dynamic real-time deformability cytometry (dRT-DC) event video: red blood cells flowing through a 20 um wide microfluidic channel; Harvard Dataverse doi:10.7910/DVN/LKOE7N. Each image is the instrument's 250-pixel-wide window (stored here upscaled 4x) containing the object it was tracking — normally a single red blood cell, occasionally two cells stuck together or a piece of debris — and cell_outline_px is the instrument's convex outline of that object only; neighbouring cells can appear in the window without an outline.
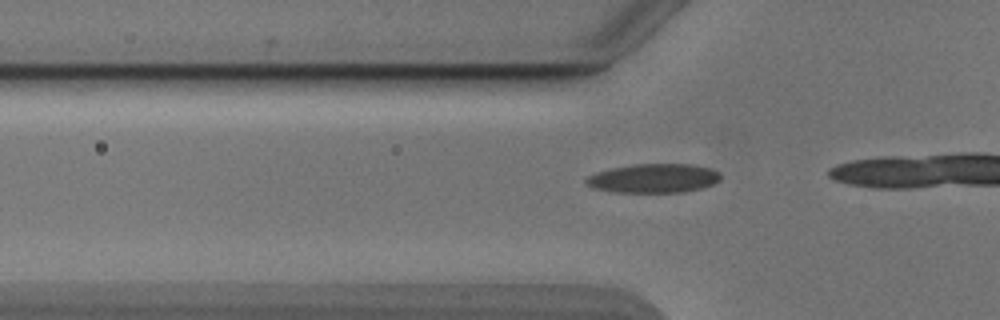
{"species": "Egyptian fruit bat (a non-hibernating species)", "species_latin": "Rousettus aegyptiacus", "temperature_condition": "cold", "stored_images_in_passage": 9, "camera_frame_rate_fps": 3000, "um_per_image_px": 0.085, "animal": {"sex": "male"}, "frame": {"image": 1, "passage_image": 4, "time_ms": 1.0, "image_size_px": [1000, 320], "cell_outline_px": [[720, 180], [712, 184], [700, 188], [684, 192], [612, 192], [592, 188], [584, 184], [584, 180], [588, 176], [596, 172], [612, 168], [632, 164], [692, 164], [708, 168], [720, 172]], "centroid_in_image_um": [55.51, 15.15], "position_along_channel_um": 70.3, "area_um2": 22.83}}
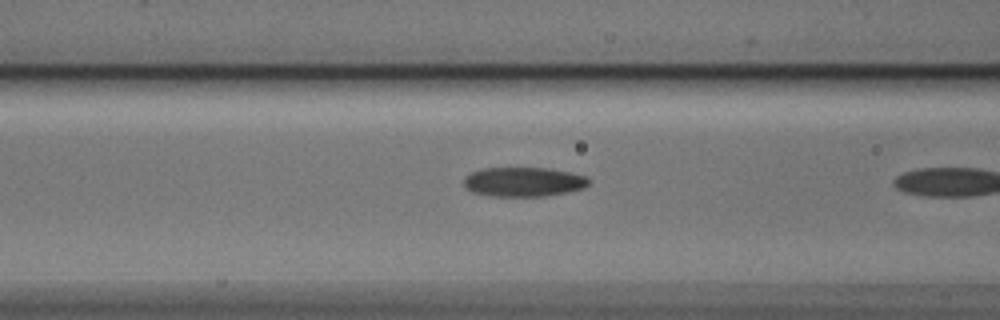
{"frame": {"image": 2, "passage_image": 8, "time_ms": 2.333, "image_size_px": [1000, 320], "cell_outline_px": [[588, 184], [584, 188], [568, 192], [544, 196], [488, 196], [472, 192], [464, 188], [464, 176], [472, 172], [484, 168], [548, 168], [568, 172], [584, 176], [588, 180]], "centroid_in_image_um": [44.44, 15.46], "position_along_channel_um": 122.2, "area_um2": 21.39}}